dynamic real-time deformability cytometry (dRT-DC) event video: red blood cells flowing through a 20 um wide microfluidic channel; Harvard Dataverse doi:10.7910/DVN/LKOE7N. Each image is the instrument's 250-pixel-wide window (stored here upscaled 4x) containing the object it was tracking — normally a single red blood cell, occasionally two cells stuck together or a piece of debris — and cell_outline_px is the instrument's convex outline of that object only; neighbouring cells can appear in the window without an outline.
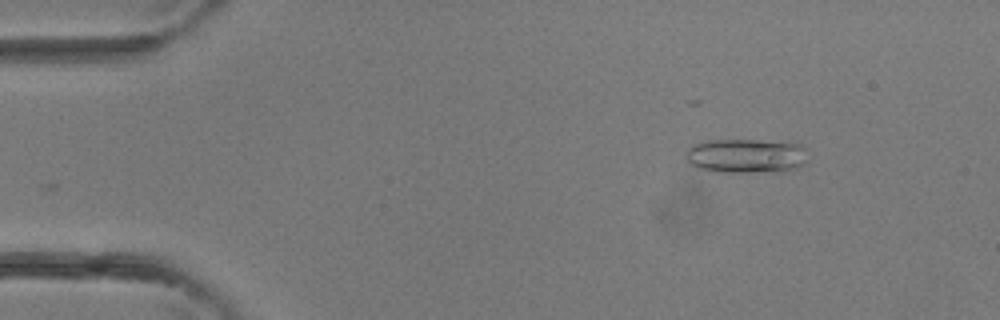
{"species": "common noctule bat (a hibernating species)", "species_latin": "Nyctalus noctula", "temperature_condition": "room temperature", "stored_images_in_passage": 2, "camera_frame_rate_fps": 3000, "um_per_image_px": 0.085, "animal": {"sex": "female"}, "frame": {"image": 1, "passage_image": 2, "time_ms": 0.333, "image_size_px": [1000, 320], "cell_outline_px": [[804, 148], [800, 164], [796, 168], [780, 172], [712, 172], [700, 168], [692, 164], [684, 156], [684, 152], [692, 144], [708, 140], [788, 140], [800, 144]], "centroid_in_image_um": [63.36, 13.23], "position_along_channel_um": 21.6, "area_um2": 24.62}}